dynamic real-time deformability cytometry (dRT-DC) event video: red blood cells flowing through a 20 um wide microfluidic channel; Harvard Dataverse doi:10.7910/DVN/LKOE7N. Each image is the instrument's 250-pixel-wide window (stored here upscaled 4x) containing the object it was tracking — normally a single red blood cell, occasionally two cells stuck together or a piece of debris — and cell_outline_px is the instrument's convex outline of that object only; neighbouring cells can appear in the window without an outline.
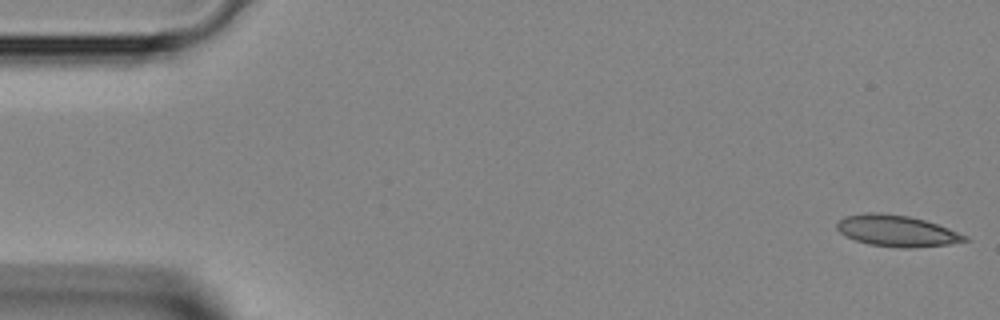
{"species": "Egyptian fruit bat (a non-hibernating species)", "species_latin": "Rousettus aegyptiacus", "temperature_condition": "room temperature", "stored_images_in_passage": 10, "camera_frame_rate_fps": 3000, "um_per_image_px": 0.085, "animal": {"sex": "female"}, "frame": {"image": 1, "passage_image": 1, "time_ms": 0.0, "image_size_px": [1000, 320], "cell_outline_px": [[972, 240], [948, 244], [912, 248], [900, 248], [868, 244], [844, 236], [836, 228], [836, 224], [844, 216], [868, 212], [880, 212], [908, 216], [924, 220], [948, 228], [968, 236]], "centroid_in_image_um": [76.22, 19.62], "position_along_channel_um": 8.8, "area_um2": 23.41}}